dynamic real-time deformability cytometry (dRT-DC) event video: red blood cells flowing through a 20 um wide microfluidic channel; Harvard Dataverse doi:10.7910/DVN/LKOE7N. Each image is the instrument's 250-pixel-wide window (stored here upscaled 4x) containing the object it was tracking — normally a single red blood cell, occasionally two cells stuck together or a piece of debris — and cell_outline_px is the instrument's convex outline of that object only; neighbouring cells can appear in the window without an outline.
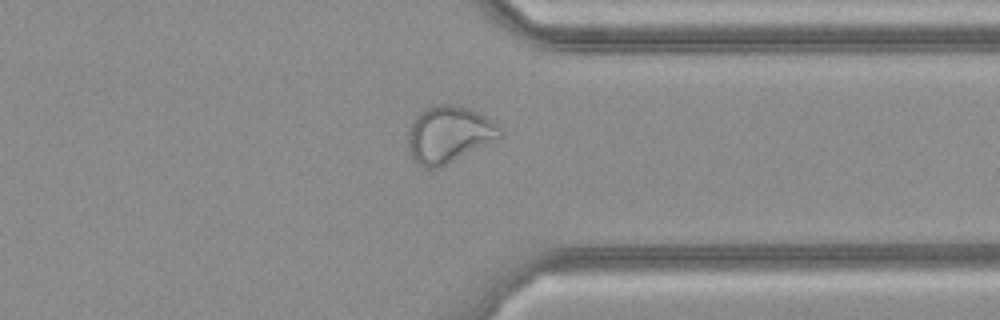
{"species": "common noctule bat (a hibernating species)", "species_latin": "Nyctalus noctula", "temperature_condition": "cold", "stored_images_in_passage": 28, "camera_frame_rate_fps": 3000, "um_per_image_px": 0.085, "animal": {"sex": "female", "body_mass_g": 21.9}, "frame": {"image": 1, "passage_image": 20, "time_ms": 6.333, "image_size_px": [1000, 320], "cell_outline_px": [[500, 136], [436, 168], [424, 168], [416, 164], [412, 156], [408, 140], [408, 132], [416, 116], [420, 112], [432, 104], [460, 104], [492, 120], [500, 128]], "centroid_in_image_um": [38.09, 11.38], "position_along_channel_um": 373.3, "area_um2": 29.42}}